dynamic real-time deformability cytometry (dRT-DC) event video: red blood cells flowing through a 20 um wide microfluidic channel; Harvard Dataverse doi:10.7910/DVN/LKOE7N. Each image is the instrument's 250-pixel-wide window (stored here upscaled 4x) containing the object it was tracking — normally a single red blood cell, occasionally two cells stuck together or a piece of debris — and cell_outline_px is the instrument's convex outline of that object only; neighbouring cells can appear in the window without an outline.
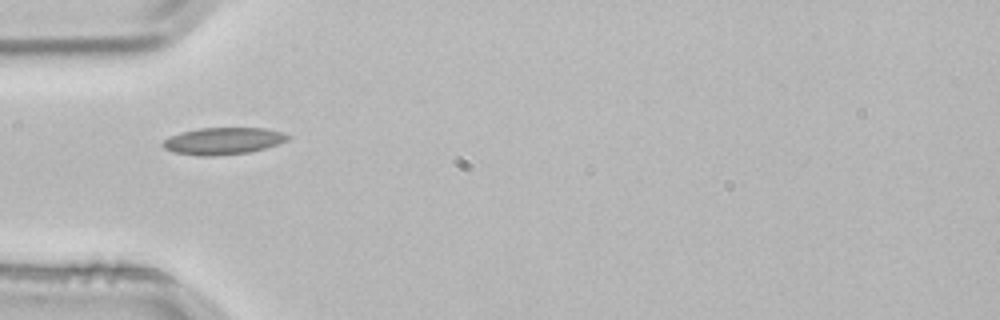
{"species": "common noctule bat (a hibernating species)", "species_latin": "Nyctalus noctula", "temperature_condition": "room temperature", "stored_images_in_passage": 5, "camera_frame_rate_fps": 3000, "um_per_image_px": 0.085, "animal": {"sex": "male", "body_mass_g": 21.5, "forearm_length_mm": 52.0}, "frame": {"image": 1, "passage_image": 5, "time_ms": 1.333, "image_size_px": [1000, 320], "cell_outline_px": [[292, 136], [288, 140], [264, 148], [248, 152], [212, 156], [200, 156], [176, 152], [164, 148], [160, 144], [164, 140], [180, 132], [200, 128], [264, 128], [284, 132]], "centroid_in_image_um": [18.98, 11.97], "position_along_channel_um": 66.0, "area_um2": 19.48}}